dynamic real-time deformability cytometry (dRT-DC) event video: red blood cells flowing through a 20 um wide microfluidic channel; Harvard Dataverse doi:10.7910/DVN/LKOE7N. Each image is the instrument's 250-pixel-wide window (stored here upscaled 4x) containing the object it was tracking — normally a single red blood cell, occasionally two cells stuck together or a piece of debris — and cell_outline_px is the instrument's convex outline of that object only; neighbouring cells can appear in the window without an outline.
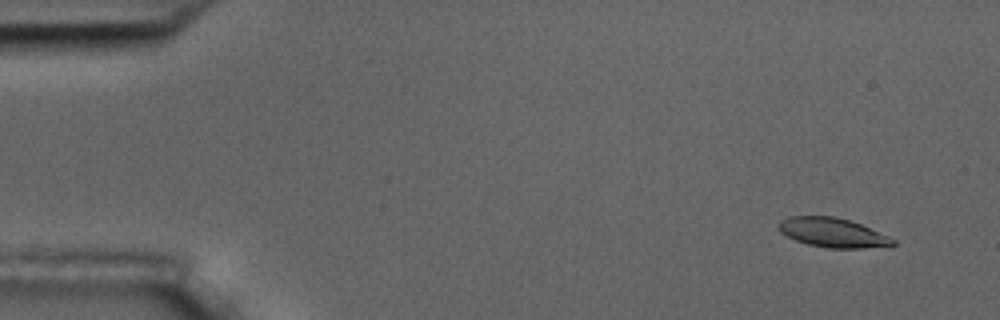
{"species": "common noctule bat (a hibernating species)", "species_latin": "Nyctalus noctula", "temperature_condition": "room temperature", "stored_images_in_passage": 7, "camera_frame_rate_fps": 3000, "um_per_image_px": 0.085, "animal": {"sex": "male", "body_mass_g": 17.5, "forearm_length_mm": 52.3}, "frame": {"image": 1, "passage_image": 1, "time_ms": 0.0, "image_size_px": [1000, 320], "cell_outline_px": [[896, 244], [892, 248], [828, 248], [808, 244], [796, 240], [780, 232], [776, 228], [776, 224], [780, 220], [788, 216], [836, 216], [860, 224], [888, 236], [896, 240]], "centroid_in_image_um": [70.8, 19.78], "position_along_channel_um": 14.2, "area_um2": 19.88}}
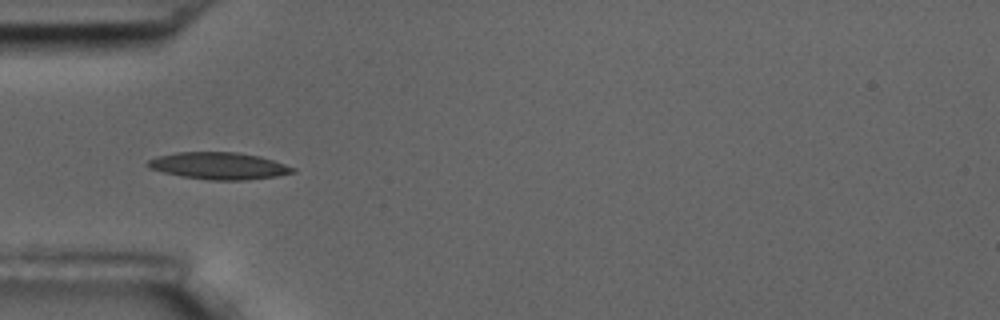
{"frame": {"image": 2, "passage_image": 5, "time_ms": 4.667, "image_size_px": [1000, 320], "cell_outline_px": [[296, 172], [276, 176], [244, 180], [208, 180], [180, 176], [148, 168], [144, 164], [148, 160], [156, 156], [176, 152], [236, 152], [260, 156], [296, 168]], "centroid_in_image_um": [18.56, 14.09], "position_along_channel_um": 66.4, "area_um2": 22.89}}